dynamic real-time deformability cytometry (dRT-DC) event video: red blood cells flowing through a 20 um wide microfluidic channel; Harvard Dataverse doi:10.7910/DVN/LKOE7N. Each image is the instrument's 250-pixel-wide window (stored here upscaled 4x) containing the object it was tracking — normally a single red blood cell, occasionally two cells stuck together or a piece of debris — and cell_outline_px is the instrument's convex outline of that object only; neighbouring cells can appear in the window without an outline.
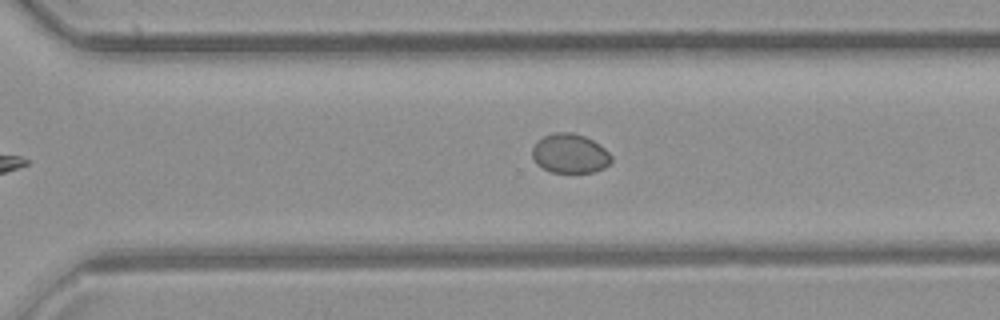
{"species": "common noctule bat (a hibernating species)", "species_latin": "Nyctalus noctula", "temperature_condition": "room temperature", "stored_images_in_passage": 9, "camera_frame_rate_fps": 3000, "um_per_image_px": 0.085, "animal": {"sex": "female", "body_mass_g": 21.9}, "frame": {"image": 1, "passage_image": 9, "time_ms": 9.333, "image_size_px": [1000, 320], "cell_outline_px": [[612, 160], [604, 168], [596, 172], [548, 172], [536, 164], [532, 156], [532, 148], [536, 140], [544, 136], [556, 132], [572, 132], [584, 136], [592, 140], [604, 148], [612, 156]], "centroid_in_image_um": [48.41, 13.05], "position_along_channel_um": 322.2, "area_um2": 18.26}}